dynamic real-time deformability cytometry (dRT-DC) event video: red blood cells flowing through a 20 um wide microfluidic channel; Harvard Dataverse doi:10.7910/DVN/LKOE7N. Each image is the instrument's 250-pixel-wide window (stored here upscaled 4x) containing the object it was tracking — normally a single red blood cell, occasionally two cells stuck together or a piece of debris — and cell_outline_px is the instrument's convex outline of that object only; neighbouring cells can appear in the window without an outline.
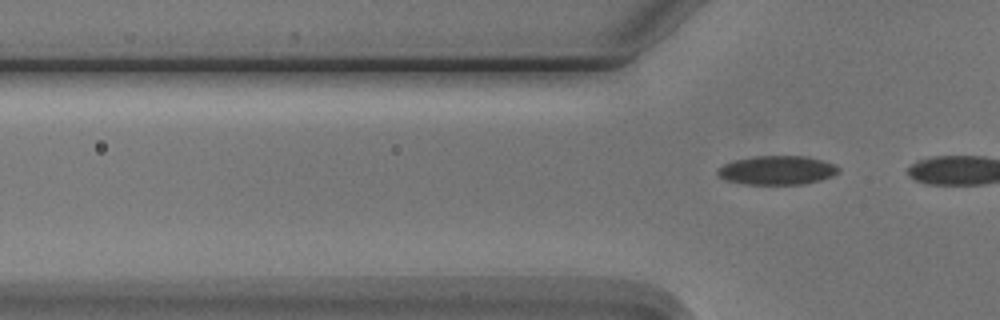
{"species": "Egyptian fruit bat (a non-hibernating species)", "species_latin": "Rousettus aegyptiacus", "temperature_condition": "cold", "stored_images_in_passage": 4, "segment_of_instrument_passage": [2, 2], "camera_frame_rate_fps": 3000, "um_per_image_px": 0.085, "animal": {"sex": "male"}, "frame": {"image": 1, "passage_image": 4, "time_ms": 3.333, "image_size_px": [1000, 320], "cell_outline_px": [[840, 172], [832, 176], [820, 180], [804, 184], [744, 184], [724, 180], [716, 172], [716, 168], [724, 164], [736, 160], [756, 156], [804, 156], [820, 160], [832, 164], [840, 168]], "centroid_in_image_um": [66.03, 14.48], "position_along_channel_um": 59.8, "area_um2": 20.29}}